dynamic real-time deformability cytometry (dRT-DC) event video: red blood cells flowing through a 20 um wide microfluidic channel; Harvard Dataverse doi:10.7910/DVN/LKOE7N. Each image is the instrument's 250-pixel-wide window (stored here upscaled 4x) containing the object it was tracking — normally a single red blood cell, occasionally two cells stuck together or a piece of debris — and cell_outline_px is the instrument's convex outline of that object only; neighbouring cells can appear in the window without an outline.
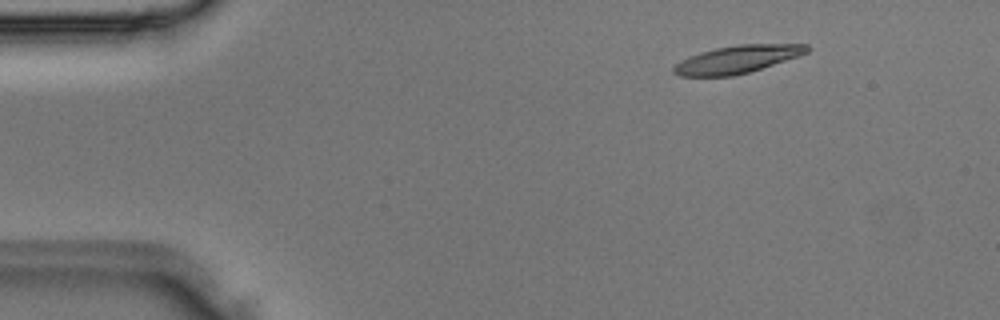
{"species": "Egyptian fruit bat (a non-hibernating species)", "species_latin": "Rousettus aegyptiacus", "temperature_condition": "room temperature", "stored_images_in_passage": 3, "camera_frame_rate_fps": 3000, "um_per_image_px": 0.085, "animal": {"sex": "male"}, "frame": {"image": 1, "passage_image": 1, "time_ms": 0.0, "image_size_px": [1000, 320], "cell_outline_px": [[812, 48], [808, 52], [800, 56], [748, 72], [732, 76], [680, 76], [672, 72], [672, 68], [680, 60], [700, 52], [716, 48], [740, 44], [808, 44]], "centroid_in_image_um": [62.68, 5.04], "position_along_channel_um": 22.3, "area_um2": 21.5}}
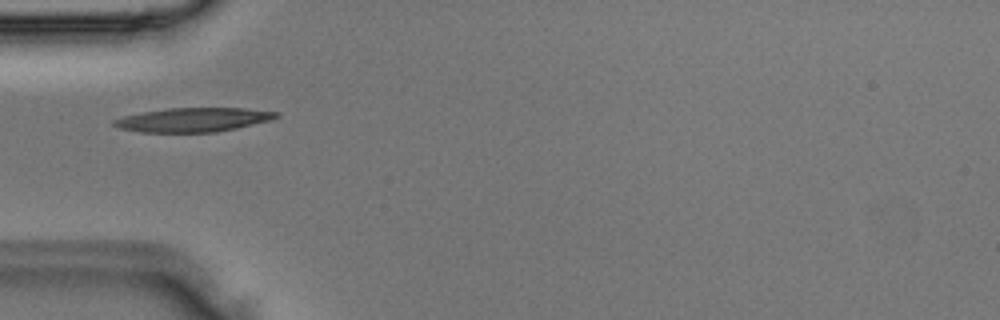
{"frame": {"image": 2, "passage_image": 3, "time_ms": 0.667, "image_size_px": [1000, 320], "cell_outline_px": [[280, 116], [272, 120], [236, 128], [216, 132], [140, 132], [120, 128], [112, 124], [112, 120], [124, 116], [144, 112], [168, 108], [244, 108], [280, 112]], "centroid_in_image_um": [16.46, 10.18], "position_along_channel_um": 68.5, "area_um2": 22.72}}